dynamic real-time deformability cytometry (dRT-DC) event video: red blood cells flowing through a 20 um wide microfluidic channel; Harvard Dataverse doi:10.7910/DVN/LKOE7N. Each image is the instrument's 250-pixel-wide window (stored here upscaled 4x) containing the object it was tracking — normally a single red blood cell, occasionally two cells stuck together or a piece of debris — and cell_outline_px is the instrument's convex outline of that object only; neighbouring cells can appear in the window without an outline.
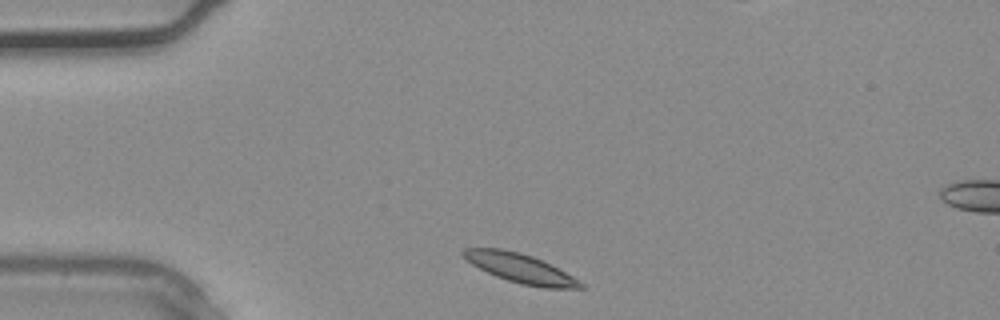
{"species": "common noctule bat (a hibernating species)", "species_latin": "Nyctalus noctula", "temperature_condition": "warm", "stored_images_in_passage": 2, "camera_frame_rate_fps": 3000, "um_per_image_px": 0.085, "animal": {"sex": "male", "body_mass_g": 20.4}, "frame": {"image": 1, "passage_image": 1, "time_ms": 0.0, "image_size_px": [1000, 320], "cell_outline_px": [[584, 288], [544, 288], [524, 284], [508, 280], [496, 276], [472, 264], [460, 252], [464, 248], [500, 248], [520, 252], [532, 256], [572, 276], [584, 284]], "centroid_in_image_um": [44.2, 22.79], "position_along_channel_um": 40.8, "area_um2": 19.42}}